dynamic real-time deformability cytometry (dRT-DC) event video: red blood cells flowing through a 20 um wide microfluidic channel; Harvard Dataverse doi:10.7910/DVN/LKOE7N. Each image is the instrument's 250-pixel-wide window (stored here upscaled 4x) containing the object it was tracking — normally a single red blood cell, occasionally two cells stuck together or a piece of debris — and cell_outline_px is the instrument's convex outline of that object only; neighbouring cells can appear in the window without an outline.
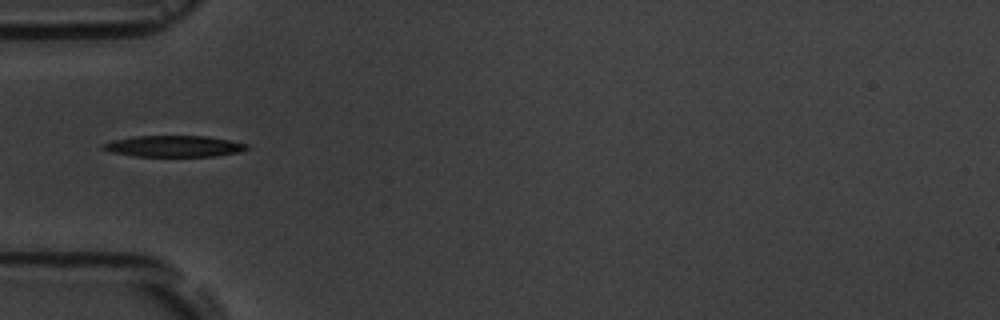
{"species": "common noctule bat (a hibernating species)", "species_latin": "Nyctalus noctula", "temperature_condition": "room temperature", "stored_images_in_passage": 4, "camera_frame_rate_fps": 3000, "um_per_image_px": 0.085, "animal": {"sex": "male", "body_mass_g": 19.5, "forearm_length_mm": 54.6}, "frame": {"image": 1, "passage_image": 4, "time_ms": 3.667, "image_size_px": [1000, 320], "cell_outline_px": [[248, 148], [240, 152], [212, 156], [136, 156], [112, 152], [100, 148], [100, 144], [112, 140], [136, 136], [208, 136], [248, 144]], "centroid_in_image_um": [14.75, 12.42], "position_along_channel_um": 70.3, "area_um2": 17.74}}